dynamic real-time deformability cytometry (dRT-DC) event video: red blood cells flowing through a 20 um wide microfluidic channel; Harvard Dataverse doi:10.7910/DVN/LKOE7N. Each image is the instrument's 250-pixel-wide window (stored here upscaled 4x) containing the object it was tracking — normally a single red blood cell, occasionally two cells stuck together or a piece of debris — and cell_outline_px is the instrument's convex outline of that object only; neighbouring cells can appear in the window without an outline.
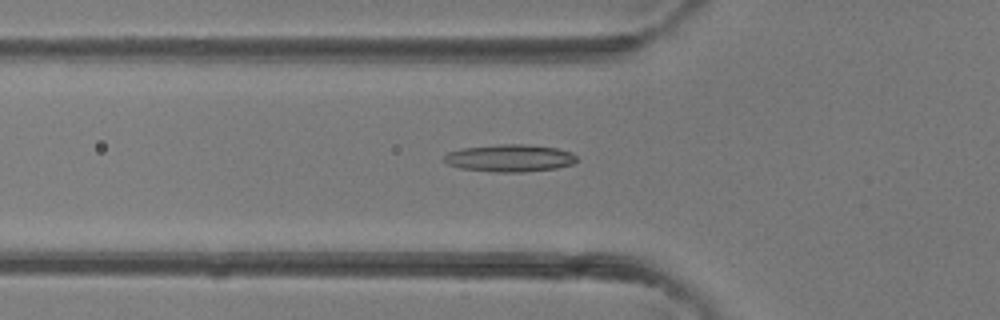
{"species": "common noctule bat (a hibernating species)", "species_latin": "Nyctalus noctula", "temperature_condition": "room temperature", "stored_images_in_passage": 34, "camera_frame_rate_fps": 3000, "um_per_image_px": 0.085, "animal": {"sex": "female"}, "frame": {"image": 1, "passage_image": 7, "time_ms": 2.0, "image_size_px": [1000, 320], "cell_outline_px": [[576, 160], [572, 164], [556, 168], [524, 172], [492, 172], [460, 168], [448, 164], [444, 160], [444, 156], [448, 152], [460, 148], [500, 144], [524, 144], [556, 148], [572, 152], [576, 156]], "centroid_in_image_um": [43.31, 13.44], "position_along_channel_um": 82.5, "area_um2": 21.15}}
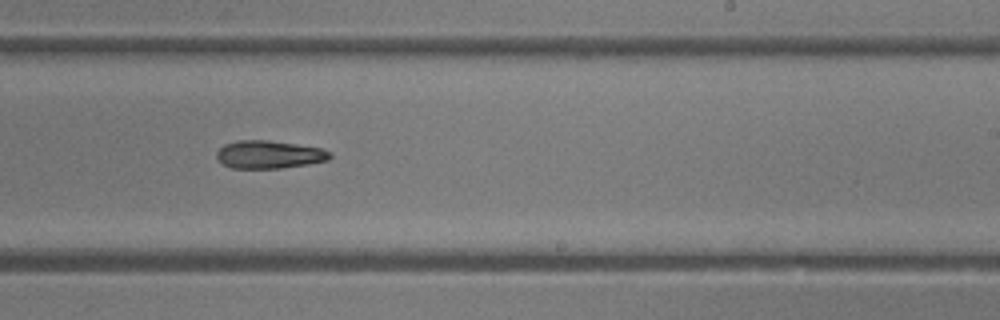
{"frame": {"image": 2, "passage_image": 18, "time_ms": 5.667, "image_size_px": [1000, 320], "cell_outline_px": [[332, 156], [328, 160], [308, 164], [280, 168], [232, 168], [224, 164], [216, 156], [216, 152], [224, 144], [236, 140], [268, 140], [296, 144], [320, 148], [332, 152]], "centroid_in_image_um": [22.88, 13.13], "position_along_channel_um": 266.1, "area_um2": 18.38}}
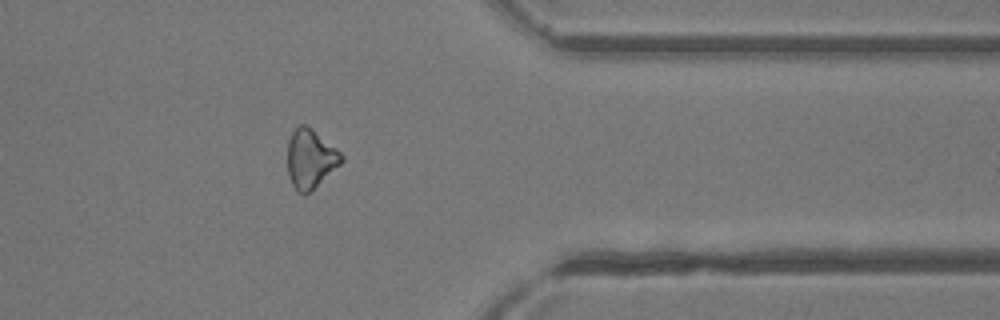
{"frame": {"image": 3, "passage_image": 26, "time_ms": 8.333, "image_size_px": [1000, 320], "cell_outline_px": [[344, 160], [340, 164], [304, 196], [292, 184], [288, 176], [288, 140], [292, 132], [300, 124], [304, 124], [312, 128], [336, 148], [344, 156]], "centroid_in_image_um": [26.38, 13.47], "position_along_channel_um": 385.0, "area_um2": 18.26}}